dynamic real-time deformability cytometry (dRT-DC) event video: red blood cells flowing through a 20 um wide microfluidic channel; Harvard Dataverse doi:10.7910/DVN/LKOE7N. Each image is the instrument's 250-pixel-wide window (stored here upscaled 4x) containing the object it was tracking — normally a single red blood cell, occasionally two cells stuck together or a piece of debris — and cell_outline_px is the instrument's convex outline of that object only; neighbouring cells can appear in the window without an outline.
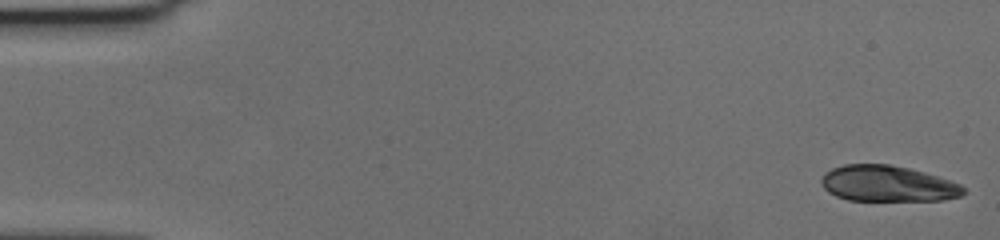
{"species": "human", "species_latin": "Homo sapiens", "temperature_condition": "cold", "stored_images_in_passage": 56, "camera_frame_rate_fps": 3000, "um_per_image_px": 0.085, "donor": {"sex": "female"}, "frame": {"image": 1, "passage_image": 1, "time_ms": 0.0, "image_size_px": [1000, 240], "cell_outline_px": [[964, 192], [960, 196], [944, 200], [848, 200], [836, 196], [828, 192], [820, 184], [820, 180], [824, 172], [832, 168], [844, 164], [888, 164], [908, 168], [924, 172], [960, 184], [964, 188]], "centroid_in_image_um": [75.39, 15.61], "position_along_channel_um": 9.6, "area_um2": 29.71}}
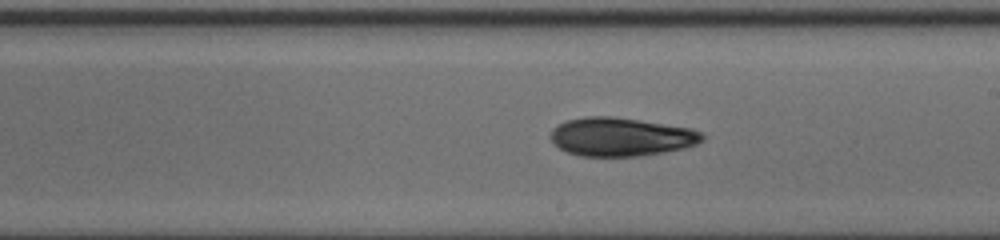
{"frame": {"image": 2, "passage_image": 32, "time_ms": 10.333, "image_size_px": [1000, 240], "cell_outline_px": [[704, 140], [696, 144], [684, 148], [664, 152], [636, 156], [580, 156], [568, 152], [560, 148], [552, 140], [552, 128], [556, 124], [568, 120], [584, 116], [612, 116], [640, 120], [688, 128], [704, 132]], "centroid_in_image_um": [52.79, 11.62], "position_along_channel_um": 236.2, "area_um2": 33.93}}
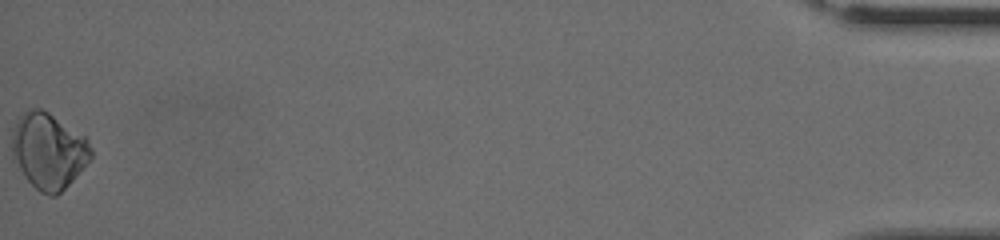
{"frame": {"image": 3, "passage_image": 56, "time_ms": 18.333, "image_size_px": [1000, 240], "cell_outline_px": [[92, 156], [72, 180], [56, 196], [48, 196], [40, 192], [24, 176], [12, 160], [12, 128], [16, 120], [24, 112], [32, 108], [40, 108], [48, 112], [88, 136], [92, 148]], "centroid_in_image_um": [4.12, 12.8], "position_along_channel_um": 431.1, "area_um2": 35.2}, "authors_computed_cell_mechanics": {"area_um2": 32.5125, "velocity_mm_per_s": 3.6618, "shape_relaxation_time_tau1_ms": 6.6957, "shape_relaxation_time_tau2_ms": null, "deformation_change_tau1": 0.124, "deformation_change_tau2": null}}